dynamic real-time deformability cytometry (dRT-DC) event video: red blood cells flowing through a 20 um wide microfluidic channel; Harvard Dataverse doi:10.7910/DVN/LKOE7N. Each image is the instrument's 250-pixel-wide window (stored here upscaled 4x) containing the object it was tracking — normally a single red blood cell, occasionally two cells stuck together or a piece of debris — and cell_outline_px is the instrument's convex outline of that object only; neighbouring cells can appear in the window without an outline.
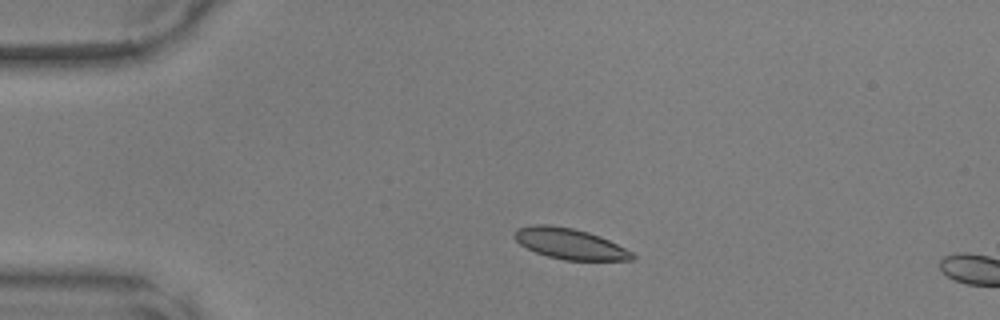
{"species": "common noctule bat (a hibernating species)", "species_latin": "Nyctalus noctula", "temperature_condition": "warm", "stored_images_in_passage": 9, "camera_frame_rate_fps": 3000, "um_per_image_px": 0.085, "animal": {"sex": "male", "body_mass_g": 17.9, "forearm_length_mm": 54.2}, "frame": {"image": 1, "passage_image": 6, "time_ms": 1.667, "image_size_px": [1000, 320], "cell_outline_px": [[636, 260], [564, 260], [548, 256], [536, 252], [520, 244], [512, 236], [512, 232], [516, 228], [536, 224], [548, 224], [572, 228], [588, 232], [600, 236], [632, 252], [636, 256]], "centroid_in_image_um": [48.4, 20.71], "position_along_channel_um": 36.6, "area_um2": 21.1}}